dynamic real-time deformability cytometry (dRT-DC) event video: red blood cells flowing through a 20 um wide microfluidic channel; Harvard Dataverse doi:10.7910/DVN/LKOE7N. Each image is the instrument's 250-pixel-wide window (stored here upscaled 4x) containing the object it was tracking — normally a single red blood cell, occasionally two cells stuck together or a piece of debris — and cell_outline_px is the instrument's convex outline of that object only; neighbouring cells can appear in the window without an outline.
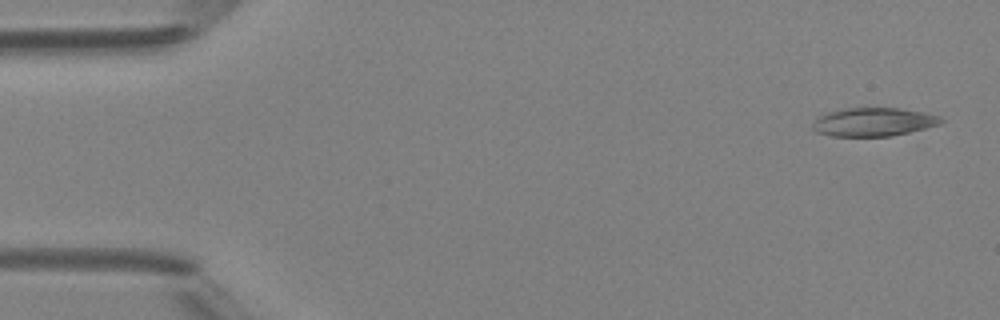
{"species": "Egyptian fruit bat (a non-hibernating species)", "species_latin": "Rousettus aegyptiacus", "temperature_condition": "room temperature", "stored_images_in_passage": 5, "camera_frame_rate_fps": 3000, "um_per_image_px": 0.085, "animal": {"sex": "female"}, "frame": {"image": 1, "passage_image": 1, "time_ms": 0.0, "image_size_px": [1000, 320], "cell_outline_px": [[944, 120], [940, 124], [892, 136], [832, 136], [816, 132], [812, 128], [812, 124], [816, 116], [828, 112], [844, 108], [900, 108], [940, 116]], "centroid_in_image_um": [74.19, 10.36], "position_along_channel_um": 10.8, "area_um2": 21.27}}
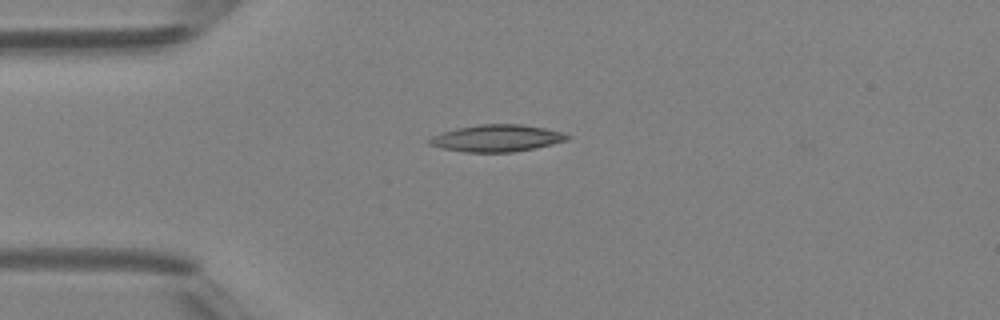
{"frame": {"image": 2, "passage_image": 4, "time_ms": 3.333, "image_size_px": [1000, 320], "cell_outline_px": [[572, 136], [568, 140], [552, 144], [512, 152], [464, 152], [444, 148], [428, 144], [428, 140], [432, 136], [440, 132], [456, 128], [480, 124], [520, 124], [544, 128], [564, 132]], "centroid_in_image_um": [42.23, 11.74], "position_along_channel_um": 42.8, "area_um2": 21.62}}
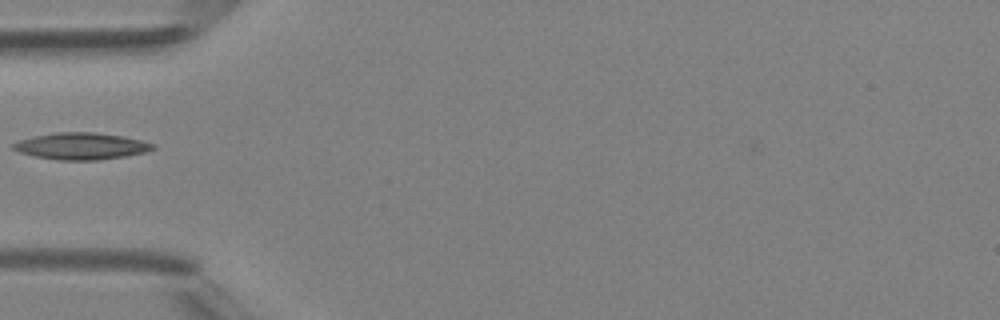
{"frame": {"image": 3, "passage_image": 5, "time_ms": 4.667, "image_size_px": [1000, 320], "cell_outline_px": [[156, 148], [144, 152], [124, 156], [100, 160], [60, 160], [36, 156], [20, 152], [12, 148], [12, 144], [20, 140], [32, 136], [56, 132], [92, 132], [124, 136], [156, 144]], "centroid_in_image_um": [6.92, 12.41], "position_along_channel_um": 78.1, "area_um2": 21.68}}